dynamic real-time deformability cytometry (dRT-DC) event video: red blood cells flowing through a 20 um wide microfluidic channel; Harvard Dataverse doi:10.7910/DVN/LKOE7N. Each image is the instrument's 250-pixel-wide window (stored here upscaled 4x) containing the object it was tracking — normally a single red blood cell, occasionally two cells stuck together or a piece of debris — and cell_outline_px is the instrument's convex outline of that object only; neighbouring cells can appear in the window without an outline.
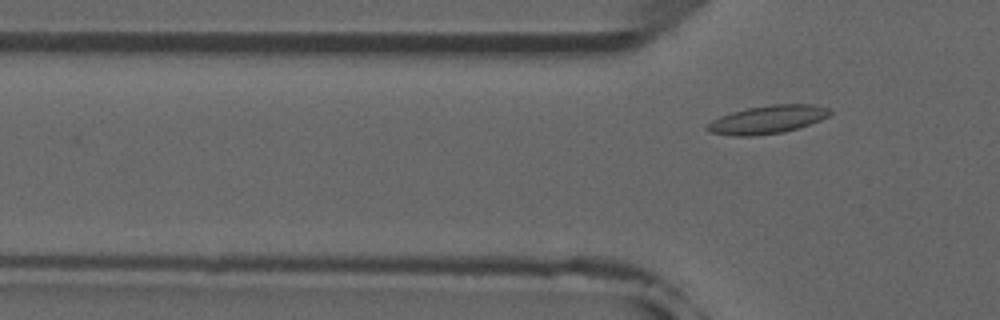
{"species": "common noctule bat (a hibernating species)", "species_latin": "Nyctalus noctula", "temperature_condition": "room temperature", "stored_images_in_passage": 4, "camera_frame_rate_fps": 3000, "um_per_image_px": 0.085, "animal": {"sex": "male", "forearm_length_mm": 52.5}, "frame": {"image": 1, "passage_image": 4, "time_ms": 3.667, "image_size_px": [1000, 320], "cell_outline_px": [[832, 112], [828, 116], [820, 120], [784, 132], [752, 136], [732, 136], [712, 132], [704, 128], [712, 120], [720, 116], [732, 112], [748, 108], [768, 104], [812, 104], [828, 108]], "centroid_in_image_um": [65.22, 10.15], "position_along_channel_um": 60.6, "area_um2": 20.0}}